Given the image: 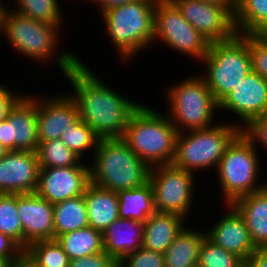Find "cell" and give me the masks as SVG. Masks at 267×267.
<instances>
[{"label":"cell","instance_id":"obj_15","mask_svg":"<svg viewBox=\"0 0 267 267\" xmlns=\"http://www.w3.org/2000/svg\"><path fill=\"white\" fill-rule=\"evenodd\" d=\"M221 109L237 114L241 121L236 125L244 130L255 118L267 114V80L252 71L219 103L218 111Z\"/></svg>","mask_w":267,"mask_h":267},{"label":"cell","instance_id":"obj_40","mask_svg":"<svg viewBox=\"0 0 267 267\" xmlns=\"http://www.w3.org/2000/svg\"><path fill=\"white\" fill-rule=\"evenodd\" d=\"M21 96L19 92L14 93L4 84H0V121L7 118L9 110Z\"/></svg>","mask_w":267,"mask_h":267},{"label":"cell","instance_id":"obj_10","mask_svg":"<svg viewBox=\"0 0 267 267\" xmlns=\"http://www.w3.org/2000/svg\"><path fill=\"white\" fill-rule=\"evenodd\" d=\"M201 61L210 43L183 16L170 0H157L154 13V41Z\"/></svg>","mask_w":267,"mask_h":267},{"label":"cell","instance_id":"obj_7","mask_svg":"<svg viewBox=\"0 0 267 267\" xmlns=\"http://www.w3.org/2000/svg\"><path fill=\"white\" fill-rule=\"evenodd\" d=\"M242 131L236 124L221 122L188 133L180 132L176 138V153L172 164L192 173L212 167L217 169L226 149Z\"/></svg>","mask_w":267,"mask_h":267},{"label":"cell","instance_id":"obj_41","mask_svg":"<svg viewBox=\"0 0 267 267\" xmlns=\"http://www.w3.org/2000/svg\"><path fill=\"white\" fill-rule=\"evenodd\" d=\"M245 267H267V248H257L245 261Z\"/></svg>","mask_w":267,"mask_h":267},{"label":"cell","instance_id":"obj_4","mask_svg":"<svg viewBox=\"0 0 267 267\" xmlns=\"http://www.w3.org/2000/svg\"><path fill=\"white\" fill-rule=\"evenodd\" d=\"M93 160L90 183L100 188L119 192L149 182L151 167L122 138L100 139Z\"/></svg>","mask_w":267,"mask_h":267},{"label":"cell","instance_id":"obj_22","mask_svg":"<svg viewBox=\"0 0 267 267\" xmlns=\"http://www.w3.org/2000/svg\"><path fill=\"white\" fill-rule=\"evenodd\" d=\"M184 219L174 213L155 212L144 222L142 247L164 254L185 227Z\"/></svg>","mask_w":267,"mask_h":267},{"label":"cell","instance_id":"obj_34","mask_svg":"<svg viewBox=\"0 0 267 267\" xmlns=\"http://www.w3.org/2000/svg\"><path fill=\"white\" fill-rule=\"evenodd\" d=\"M244 261L237 255L217 246L207 237L201 243L198 267H242Z\"/></svg>","mask_w":267,"mask_h":267},{"label":"cell","instance_id":"obj_44","mask_svg":"<svg viewBox=\"0 0 267 267\" xmlns=\"http://www.w3.org/2000/svg\"><path fill=\"white\" fill-rule=\"evenodd\" d=\"M201 1L226 7L233 14L235 13L236 10V0H201Z\"/></svg>","mask_w":267,"mask_h":267},{"label":"cell","instance_id":"obj_5","mask_svg":"<svg viewBox=\"0 0 267 267\" xmlns=\"http://www.w3.org/2000/svg\"><path fill=\"white\" fill-rule=\"evenodd\" d=\"M156 2L157 0L129 2L101 13L110 40L122 60L130 61L139 51L153 44Z\"/></svg>","mask_w":267,"mask_h":267},{"label":"cell","instance_id":"obj_46","mask_svg":"<svg viewBox=\"0 0 267 267\" xmlns=\"http://www.w3.org/2000/svg\"><path fill=\"white\" fill-rule=\"evenodd\" d=\"M13 263L9 259L0 258V267H12Z\"/></svg>","mask_w":267,"mask_h":267},{"label":"cell","instance_id":"obj_14","mask_svg":"<svg viewBox=\"0 0 267 267\" xmlns=\"http://www.w3.org/2000/svg\"><path fill=\"white\" fill-rule=\"evenodd\" d=\"M89 184V164L71 167H40L35 193L54 205L83 195Z\"/></svg>","mask_w":267,"mask_h":267},{"label":"cell","instance_id":"obj_36","mask_svg":"<svg viewBox=\"0 0 267 267\" xmlns=\"http://www.w3.org/2000/svg\"><path fill=\"white\" fill-rule=\"evenodd\" d=\"M252 71L267 80V39L248 34Z\"/></svg>","mask_w":267,"mask_h":267},{"label":"cell","instance_id":"obj_17","mask_svg":"<svg viewBox=\"0 0 267 267\" xmlns=\"http://www.w3.org/2000/svg\"><path fill=\"white\" fill-rule=\"evenodd\" d=\"M17 208L24 232V250L35 241L55 239L53 204L36 193L17 194Z\"/></svg>","mask_w":267,"mask_h":267},{"label":"cell","instance_id":"obj_35","mask_svg":"<svg viewBox=\"0 0 267 267\" xmlns=\"http://www.w3.org/2000/svg\"><path fill=\"white\" fill-rule=\"evenodd\" d=\"M119 267H165L164 254L141 247L125 256Z\"/></svg>","mask_w":267,"mask_h":267},{"label":"cell","instance_id":"obj_45","mask_svg":"<svg viewBox=\"0 0 267 267\" xmlns=\"http://www.w3.org/2000/svg\"><path fill=\"white\" fill-rule=\"evenodd\" d=\"M252 34L267 39V19Z\"/></svg>","mask_w":267,"mask_h":267},{"label":"cell","instance_id":"obj_38","mask_svg":"<svg viewBox=\"0 0 267 267\" xmlns=\"http://www.w3.org/2000/svg\"><path fill=\"white\" fill-rule=\"evenodd\" d=\"M243 132L254 144H261L267 150V114L255 118Z\"/></svg>","mask_w":267,"mask_h":267},{"label":"cell","instance_id":"obj_42","mask_svg":"<svg viewBox=\"0 0 267 267\" xmlns=\"http://www.w3.org/2000/svg\"><path fill=\"white\" fill-rule=\"evenodd\" d=\"M95 2L99 6L100 13L119 5H123L125 3L140 1V0H90Z\"/></svg>","mask_w":267,"mask_h":267},{"label":"cell","instance_id":"obj_11","mask_svg":"<svg viewBox=\"0 0 267 267\" xmlns=\"http://www.w3.org/2000/svg\"><path fill=\"white\" fill-rule=\"evenodd\" d=\"M194 174L173 164L151 167L149 182L153 188L156 212L187 218L193 204Z\"/></svg>","mask_w":267,"mask_h":267},{"label":"cell","instance_id":"obj_3","mask_svg":"<svg viewBox=\"0 0 267 267\" xmlns=\"http://www.w3.org/2000/svg\"><path fill=\"white\" fill-rule=\"evenodd\" d=\"M178 130L168 114L141 104L132 114L122 139L150 167L172 164Z\"/></svg>","mask_w":267,"mask_h":267},{"label":"cell","instance_id":"obj_19","mask_svg":"<svg viewBox=\"0 0 267 267\" xmlns=\"http://www.w3.org/2000/svg\"><path fill=\"white\" fill-rule=\"evenodd\" d=\"M224 216L206 230V237L219 247L245 261L257 248L253 244L243 217L231 205H226ZM221 219V220H220Z\"/></svg>","mask_w":267,"mask_h":267},{"label":"cell","instance_id":"obj_16","mask_svg":"<svg viewBox=\"0 0 267 267\" xmlns=\"http://www.w3.org/2000/svg\"><path fill=\"white\" fill-rule=\"evenodd\" d=\"M39 171L36 152L8 151L0 159V194L35 193Z\"/></svg>","mask_w":267,"mask_h":267},{"label":"cell","instance_id":"obj_47","mask_svg":"<svg viewBox=\"0 0 267 267\" xmlns=\"http://www.w3.org/2000/svg\"><path fill=\"white\" fill-rule=\"evenodd\" d=\"M7 150L4 148L2 144H0V159L3 158L7 154Z\"/></svg>","mask_w":267,"mask_h":267},{"label":"cell","instance_id":"obj_24","mask_svg":"<svg viewBox=\"0 0 267 267\" xmlns=\"http://www.w3.org/2000/svg\"><path fill=\"white\" fill-rule=\"evenodd\" d=\"M205 232L184 227L164 252L165 267H195Z\"/></svg>","mask_w":267,"mask_h":267},{"label":"cell","instance_id":"obj_6","mask_svg":"<svg viewBox=\"0 0 267 267\" xmlns=\"http://www.w3.org/2000/svg\"><path fill=\"white\" fill-rule=\"evenodd\" d=\"M204 61L206 74L202 77L214 99L220 103L245 77L252 72L248 34L232 39L211 42Z\"/></svg>","mask_w":267,"mask_h":267},{"label":"cell","instance_id":"obj_25","mask_svg":"<svg viewBox=\"0 0 267 267\" xmlns=\"http://www.w3.org/2000/svg\"><path fill=\"white\" fill-rule=\"evenodd\" d=\"M119 218L145 222L155 212L153 188L150 182L134 189L117 192Z\"/></svg>","mask_w":267,"mask_h":267},{"label":"cell","instance_id":"obj_30","mask_svg":"<svg viewBox=\"0 0 267 267\" xmlns=\"http://www.w3.org/2000/svg\"><path fill=\"white\" fill-rule=\"evenodd\" d=\"M63 144L74 151L82 160L84 152L97 149L100 137L79 117L68 126L60 138Z\"/></svg>","mask_w":267,"mask_h":267},{"label":"cell","instance_id":"obj_27","mask_svg":"<svg viewBox=\"0 0 267 267\" xmlns=\"http://www.w3.org/2000/svg\"><path fill=\"white\" fill-rule=\"evenodd\" d=\"M55 239L77 229L88 227L84 195L53 205Z\"/></svg>","mask_w":267,"mask_h":267},{"label":"cell","instance_id":"obj_37","mask_svg":"<svg viewBox=\"0 0 267 267\" xmlns=\"http://www.w3.org/2000/svg\"><path fill=\"white\" fill-rule=\"evenodd\" d=\"M69 267H119V262L102 252L70 260Z\"/></svg>","mask_w":267,"mask_h":267},{"label":"cell","instance_id":"obj_26","mask_svg":"<svg viewBox=\"0 0 267 267\" xmlns=\"http://www.w3.org/2000/svg\"><path fill=\"white\" fill-rule=\"evenodd\" d=\"M56 240L70 260L104 252L102 232L91 226L64 233Z\"/></svg>","mask_w":267,"mask_h":267},{"label":"cell","instance_id":"obj_48","mask_svg":"<svg viewBox=\"0 0 267 267\" xmlns=\"http://www.w3.org/2000/svg\"><path fill=\"white\" fill-rule=\"evenodd\" d=\"M0 16L9 8L7 6H5V3H2V0H0Z\"/></svg>","mask_w":267,"mask_h":267},{"label":"cell","instance_id":"obj_32","mask_svg":"<svg viewBox=\"0 0 267 267\" xmlns=\"http://www.w3.org/2000/svg\"><path fill=\"white\" fill-rule=\"evenodd\" d=\"M0 232L24 250V232L17 208V194H0Z\"/></svg>","mask_w":267,"mask_h":267},{"label":"cell","instance_id":"obj_31","mask_svg":"<svg viewBox=\"0 0 267 267\" xmlns=\"http://www.w3.org/2000/svg\"><path fill=\"white\" fill-rule=\"evenodd\" d=\"M24 253L39 267H69L70 259L56 239L35 241Z\"/></svg>","mask_w":267,"mask_h":267},{"label":"cell","instance_id":"obj_43","mask_svg":"<svg viewBox=\"0 0 267 267\" xmlns=\"http://www.w3.org/2000/svg\"><path fill=\"white\" fill-rule=\"evenodd\" d=\"M12 267H39L25 253H23L12 265Z\"/></svg>","mask_w":267,"mask_h":267},{"label":"cell","instance_id":"obj_39","mask_svg":"<svg viewBox=\"0 0 267 267\" xmlns=\"http://www.w3.org/2000/svg\"><path fill=\"white\" fill-rule=\"evenodd\" d=\"M23 253L24 250L13 239L0 232V258L14 263Z\"/></svg>","mask_w":267,"mask_h":267},{"label":"cell","instance_id":"obj_12","mask_svg":"<svg viewBox=\"0 0 267 267\" xmlns=\"http://www.w3.org/2000/svg\"><path fill=\"white\" fill-rule=\"evenodd\" d=\"M28 95L23 94L0 121V144L7 151L36 152L38 148L37 98Z\"/></svg>","mask_w":267,"mask_h":267},{"label":"cell","instance_id":"obj_29","mask_svg":"<svg viewBox=\"0 0 267 267\" xmlns=\"http://www.w3.org/2000/svg\"><path fill=\"white\" fill-rule=\"evenodd\" d=\"M40 167H71L86 165L80 157L68 149L61 139L38 143L36 150Z\"/></svg>","mask_w":267,"mask_h":267},{"label":"cell","instance_id":"obj_2","mask_svg":"<svg viewBox=\"0 0 267 267\" xmlns=\"http://www.w3.org/2000/svg\"><path fill=\"white\" fill-rule=\"evenodd\" d=\"M59 29L60 26L34 20L11 9L0 16V32L16 51L43 63L54 55L58 67L66 74L80 59L67 50L60 54L56 52L60 41Z\"/></svg>","mask_w":267,"mask_h":267},{"label":"cell","instance_id":"obj_33","mask_svg":"<svg viewBox=\"0 0 267 267\" xmlns=\"http://www.w3.org/2000/svg\"><path fill=\"white\" fill-rule=\"evenodd\" d=\"M14 12L51 25L62 26V11L58 0H16ZM62 17V18H61Z\"/></svg>","mask_w":267,"mask_h":267},{"label":"cell","instance_id":"obj_13","mask_svg":"<svg viewBox=\"0 0 267 267\" xmlns=\"http://www.w3.org/2000/svg\"><path fill=\"white\" fill-rule=\"evenodd\" d=\"M209 43L232 39L238 33L234 14L226 7L201 0H170Z\"/></svg>","mask_w":267,"mask_h":267},{"label":"cell","instance_id":"obj_23","mask_svg":"<svg viewBox=\"0 0 267 267\" xmlns=\"http://www.w3.org/2000/svg\"><path fill=\"white\" fill-rule=\"evenodd\" d=\"M88 224L103 231L119 218V199L117 192L100 188L90 183L84 192Z\"/></svg>","mask_w":267,"mask_h":267},{"label":"cell","instance_id":"obj_18","mask_svg":"<svg viewBox=\"0 0 267 267\" xmlns=\"http://www.w3.org/2000/svg\"><path fill=\"white\" fill-rule=\"evenodd\" d=\"M78 117L76 103L68 93L43 100L37 98L38 143L60 139Z\"/></svg>","mask_w":267,"mask_h":267},{"label":"cell","instance_id":"obj_28","mask_svg":"<svg viewBox=\"0 0 267 267\" xmlns=\"http://www.w3.org/2000/svg\"><path fill=\"white\" fill-rule=\"evenodd\" d=\"M234 19L238 34H252L267 19V0H236Z\"/></svg>","mask_w":267,"mask_h":267},{"label":"cell","instance_id":"obj_20","mask_svg":"<svg viewBox=\"0 0 267 267\" xmlns=\"http://www.w3.org/2000/svg\"><path fill=\"white\" fill-rule=\"evenodd\" d=\"M144 223L138 220H114L102 231L104 252L120 262L142 247Z\"/></svg>","mask_w":267,"mask_h":267},{"label":"cell","instance_id":"obj_1","mask_svg":"<svg viewBox=\"0 0 267 267\" xmlns=\"http://www.w3.org/2000/svg\"><path fill=\"white\" fill-rule=\"evenodd\" d=\"M64 75L73 87L69 95L76 103L79 118L101 139L122 138L141 104L115 92L82 60Z\"/></svg>","mask_w":267,"mask_h":267},{"label":"cell","instance_id":"obj_21","mask_svg":"<svg viewBox=\"0 0 267 267\" xmlns=\"http://www.w3.org/2000/svg\"><path fill=\"white\" fill-rule=\"evenodd\" d=\"M243 217L256 248H267V185L231 204Z\"/></svg>","mask_w":267,"mask_h":267},{"label":"cell","instance_id":"obj_9","mask_svg":"<svg viewBox=\"0 0 267 267\" xmlns=\"http://www.w3.org/2000/svg\"><path fill=\"white\" fill-rule=\"evenodd\" d=\"M173 85L166 93V100L170 103L168 116L178 133L213 126L211 123L219 103L204 78L193 75Z\"/></svg>","mask_w":267,"mask_h":267},{"label":"cell","instance_id":"obj_8","mask_svg":"<svg viewBox=\"0 0 267 267\" xmlns=\"http://www.w3.org/2000/svg\"><path fill=\"white\" fill-rule=\"evenodd\" d=\"M256 150V145L242 131L221 157L216 173L226 205L267 185V179L264 184H257L261 159Z\"/></svg>","mask_w":267,"mask_h":267}]
</instances>
